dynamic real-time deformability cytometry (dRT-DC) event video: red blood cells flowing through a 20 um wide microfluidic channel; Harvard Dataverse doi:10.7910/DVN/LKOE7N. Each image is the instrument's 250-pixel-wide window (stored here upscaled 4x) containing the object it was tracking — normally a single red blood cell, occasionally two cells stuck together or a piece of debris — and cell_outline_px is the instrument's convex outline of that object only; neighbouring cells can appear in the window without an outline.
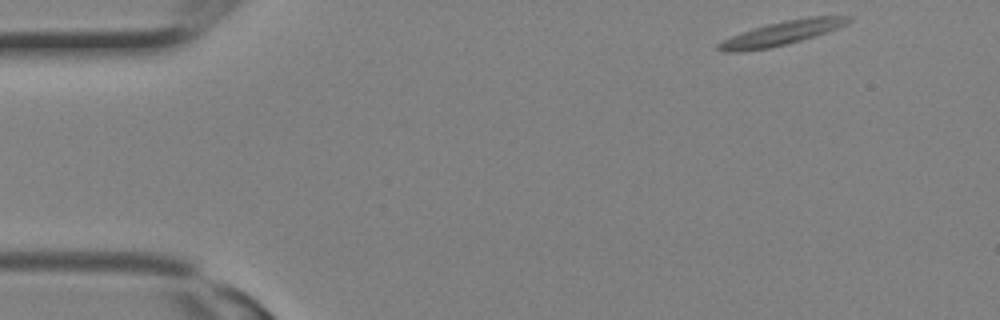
{"species": "Egyptian fruit bat (a non-hibernating species)", "species_latin": "Rousettus aegyptiacus", "temperature_condition": "room temperature", "stored_images_in_passage": 2, "camera_frame_rate_fps": 3000, "um_per_image_px": 0.085, "animal": {"sex": "female"}, "frame": {"image": 1, "passage_image": 1, "time_ms": 0.0, "image_size_px": [1000, 320], "cell_outline_px": [[852, 20], [836, 28], [788, 44], [768, 48], [744, 52], [724, 52], [716, 48], [716, 44], [732, 36], [768, 24], [784, 20], [808, 16], [852, 16]], "centroid_in_image_um": [66.41, 2.82], "position_along_channel_um": 18.6, "area_um2": 17.8}}